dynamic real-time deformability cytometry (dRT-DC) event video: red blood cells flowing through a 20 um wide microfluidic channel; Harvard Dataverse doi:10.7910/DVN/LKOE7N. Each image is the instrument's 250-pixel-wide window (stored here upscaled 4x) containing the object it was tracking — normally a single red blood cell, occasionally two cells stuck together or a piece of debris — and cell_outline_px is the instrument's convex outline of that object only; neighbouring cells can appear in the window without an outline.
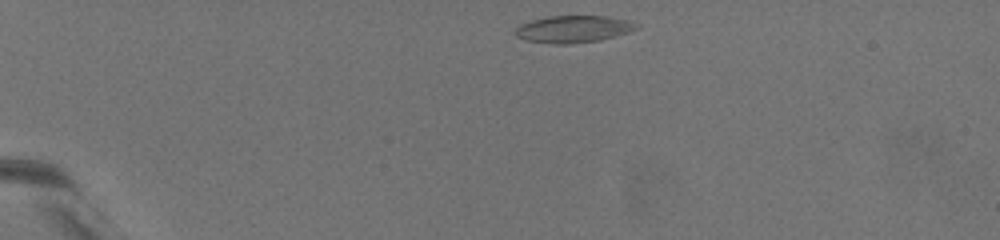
{"species": "common noctule bat (a hibernating species)", "species_latin": "Nyctalus noctula", "temperature_condition": "warm", "stored_images_in_passage": 44, "camera_frame_rate_fps": 3000, "um_per_image_px": 0.085, "animal": {"sex": "female", "body_mass_g": 19.5, "forearm_length_mm": 54.1}, "frame": {"image": 1, "passage_image": 3, "time_ms": 0.667, "image_size_px": [1000, 240], "cell_outline_px": [[640, 28], [628, 32], [600, 40], [572, 44], [552, 44], [524, 40], [516, 36], [512, 32], [520, 24], [532, 20], [548, 16], [608, 16], [628, 20], [636, 24]], "centroid_in_image_um": [48.69, 2.48], "position_along_channel_um": 36.3, "area_um2": 19.25}}
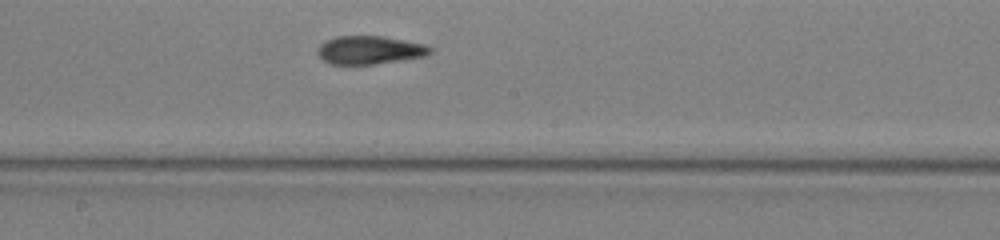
{"frame": {"image": 2, "passage_image": 27, "time_ms": 8.667, "image_size_px": [1000, 240], "cell_outline_px": [[432, 52], [424, 56], [372, 64], [332, 64], [324, 60], [316, 52], [316, 48], [320, 44], [336, 36], [384, 36], [424, 44], [432, 48]], "centroid_in_image_um": [31.4, 4.24], "position_along_channel_um": 216.8, "area_um2": 18.32}}
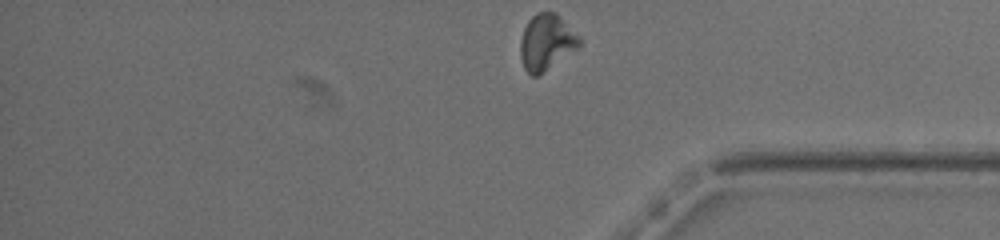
{"frame": {"image": 3, "passage_image": 44, "time_ms": 14.333, "image_size_px": [1000, 240], "cell_outline_px": [[584, 44], [536, 76], [532, 76], [524, 68], [520, 56], [520, 40], [524, 28], [528, 20], [536, 12], [556, 12], [584, 40]], "centroid_in_image_um": [46.47, 3.56], "position_along_channel_um": 388.7, "area_um2": 19.36}, "authors_computed_cell_mechanics": {"area_um2": 18.4382, "velocity_mm_per_s": 3.1546, "shape_relaxation_time_tau1_ms": 10.7099, "shape_relaxation_time_tau2_ms": 4.0674, "deformation_change_tau1": 0.2341, "deformation_change_tau2": 0.1228}}